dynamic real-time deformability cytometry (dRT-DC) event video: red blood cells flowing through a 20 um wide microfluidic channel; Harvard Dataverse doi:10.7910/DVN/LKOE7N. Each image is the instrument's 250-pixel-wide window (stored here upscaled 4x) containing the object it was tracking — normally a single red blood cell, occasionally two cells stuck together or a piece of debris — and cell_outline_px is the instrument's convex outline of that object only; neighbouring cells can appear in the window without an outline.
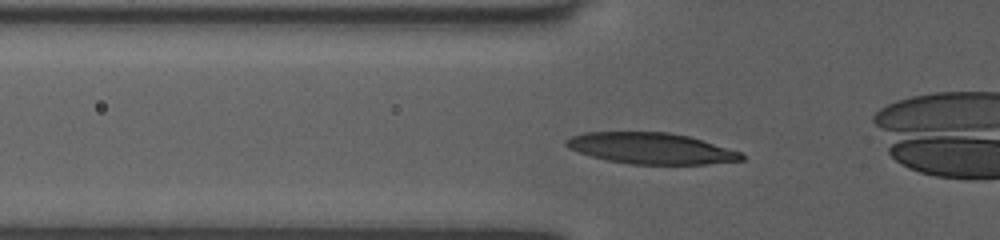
{"species": "human", "species_latin": "Homo sapiens", "temperature_condition": "room temperature", "stored_images_in_passage": 46, "camera_frame_rate_fps": 3000, "um_per_image_px": 0.085, "donor": {"sex": "female"}, "frame": {"image": 1, "passage_image": 12, "time_ms": 3.667, "image_size_px": [1000, 240], "cell_outline_px": [[744, 160], [708, 164], [632, 164], [608, 160], [592, 156], [568, 148], [564, 144], [564, 140], [572, 136], [584, 132], [668, 132], [688, 136], [740, 152], [744, 156]], "centroid_in_image_um": [55.31, 12.61], "position_along_channel_um": 70.5, "area_um2": 31.5}}
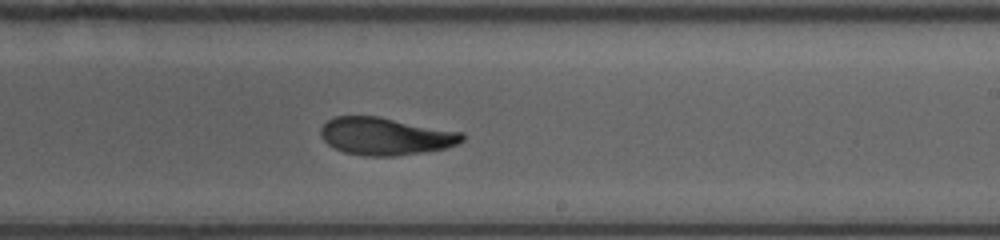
{"frame": {"image": 2, "passage_image": 26, "time_ms": 8.333, "image_size_px": [1000, 240], "cell_outline_px": [[464, 140], [456, 144], [444, 148], [396, 156], [364, 156], [344, 152], [332, 148], [320, 136], [320, 128], [328, 120], [336, 116], [380, 116], [464, 132]], "centroid_in_image_um": [32.75, 11.57], "position_along_channel_um": 256.3, "area_um2": 31.1}}
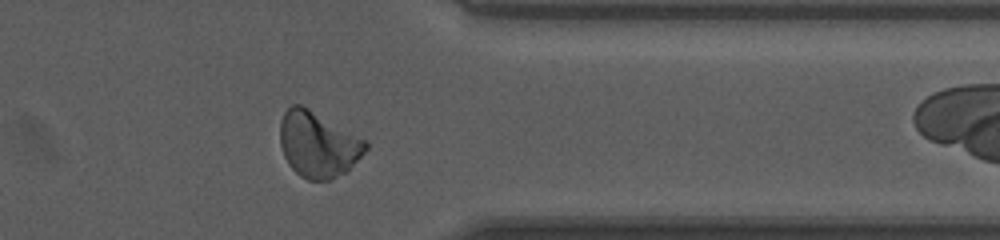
{"frame": {"image": 3, "passage_image": 36, "time_ms": 11.667, "image_size_px": [1000, 240], "cell_outline_px": [[368, 148], [344, 172], [332, 180], [308, 180], [300, 176], [288, 164], [284, 156], [280, 144], [280, 120], [284, 112], [292, 104], [300, 104], [308, 108], [368, 140]], "centroid_in_image_um": [27.01, 12.26], "position_along_channel_um": 384.4, "area_um2": 32.71}, "authors_computed_cell_mechanics": {"area_um2": 31.7033, "velocity_mm_per_s": 4.014, "shape_relaxation_time_tau1_ms": 5.1614, "shape_relaxation_time_tau2_ms": 2.2942, "deformation_change_tau1": 0.1781, "deformation_change_tau2": 0.0768}}